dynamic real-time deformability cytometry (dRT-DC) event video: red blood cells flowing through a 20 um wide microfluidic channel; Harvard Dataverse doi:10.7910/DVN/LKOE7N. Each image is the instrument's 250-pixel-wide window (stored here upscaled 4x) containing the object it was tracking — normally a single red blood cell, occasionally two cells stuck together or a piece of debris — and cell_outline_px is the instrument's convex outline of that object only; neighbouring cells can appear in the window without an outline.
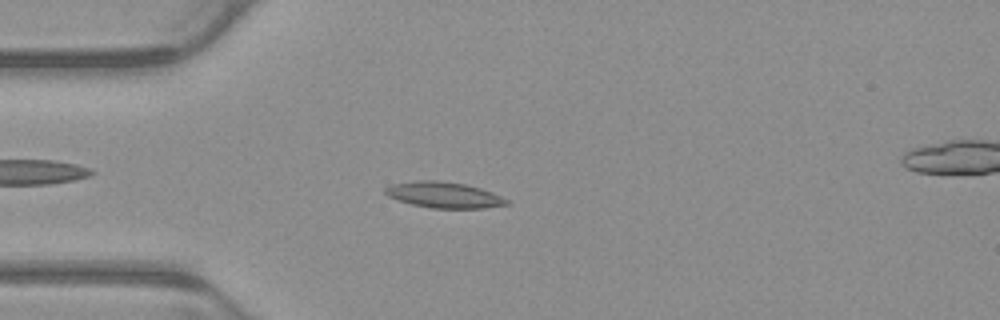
{"species": "common noctule bat (a hibernating species)", "species_latin": "Nyctalus noctula", "temperature_condition": "warm", "stored_images_in_passage": 4, "segment_of_instrument_passage": [1, 2], "camera_frame_rate_fps": 3000, "um_per_image_px": 0.085, "animal": {"sex": "male", "body_mass_g": 23.1, "forearm_length_mm": 52.7}, "frame": {"image": 1, "passage_image": 3, "time_ms": 0.667, "image_size_px": [1000, 320], "cell_outline_px": [[512, 204], [484, 208], [432, 208], [412, 204], [388, 196], [384, 192], [384, 188], [392, 184], [412, 180], [440, 180], [464, 184], [480, 188], [492, 192], [508, 200]], "centroid_in_image_um": [37.74, 16.56], "position_along_channel_um": 47.3, "area_um2": 18.38}}